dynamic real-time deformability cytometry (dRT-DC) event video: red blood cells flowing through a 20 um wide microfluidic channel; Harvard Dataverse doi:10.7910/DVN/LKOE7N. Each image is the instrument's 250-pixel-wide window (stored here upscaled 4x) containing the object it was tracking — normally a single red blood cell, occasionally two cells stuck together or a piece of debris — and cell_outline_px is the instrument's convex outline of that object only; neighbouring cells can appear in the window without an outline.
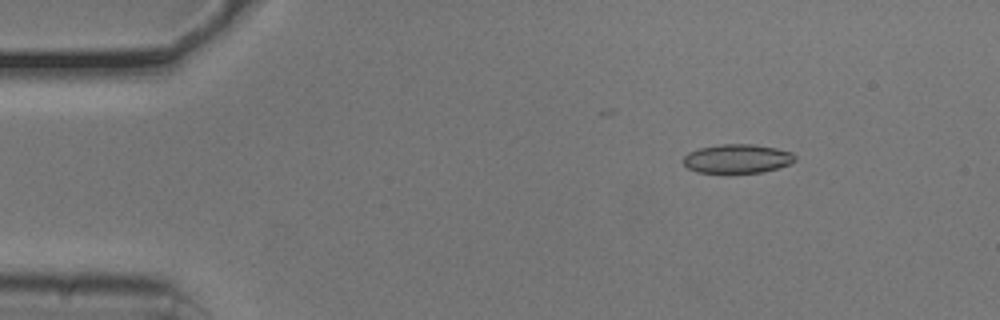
{"species": "common noctule bat (a hibernating species)", "species_latin": "Nyctalus noctula", "temperature_condition": "cold", "stored_images_in_passage": 12, "camera_frame_rate_fps": 3000, "um_per_image_px": 0.085, "animal": {"sex": "male", "body_mass_g": 20.5, "forearm_length_mm": 52.5}, "frame": {"image": 1, "passage_image": 7, "time_ms": 2.0, "image_size_px": [1000, 320], "cell_outline_px": [[796, 160], [788, 164], [764, 172], [696, 172], [688, 168], [684, 164], [684, 156], [688, 152], [700, 148], [720, 144], [756, 144], [776, 148], [792, 152], [796, 156]], "centroid_in_image_um": [62.68, 13.47], "position_along_channel_um": 22.3, "area_um2": 18.73}}